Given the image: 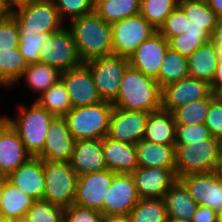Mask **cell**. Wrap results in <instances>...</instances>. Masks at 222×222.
<instances>
[{
	"mask_svg": "<svg viewBox=\"0 0 222 222\" xmlns=\"http://www.w3.org/2000/svg\"><path fill=\"white\" fill-rule=\"evenodd\" d=\"M67 27L72 34L83 63L113 54L111 24L94 12L69 20Z\"/></svg>",
	"mask_w": 222,
	"mask_h": 222,
	"instance_id": "obj_1",
	"label": "cell"
},
{
	"mask_svg": "<svg viewBox=\"0 0 222 222\" xmlns=\"http://www.w3.org/2000/svg\"><path fill=\"white\" fill-rule=\"evenodd\" d=\"M161 93L162 88L156 79L129 65L112 104L120 109L150 113L161 109Z\"/></svg>",
	"mask_w": 222,
	"mask_h": 222,
	"instance_id": "obj_2",
	"label": "cell"
},
{
	"mask_svg": "<svg viewBox=\"0 0 222 222\" xmlns=\"http://www.w3.org/2000/svg\"><path fill=\"white\" fill-rule=\"evenodd\" d=\"M176 176L222 169V141L210 137L193 144H175Z\"/></svg>",
	"mask_w": 222,
	"mask_h": 222,
	"instance_id": "obj_3",
	"label": "cell"
},
{
	"mask_svg": "<svg viewBox=\"0 0 222 222\" xmlns=\"http://www.w3.org/2000/svg\"><path fill=\"white\" fill-rule=\"evenodd\" d=\"M19 114L15 119L6 117V120L18 132L26 151L36 157L43 149L49 125L55 117L35 101L30 107L19 105Z\"/></svg>",
	"mask_w": 222,
	"mask_h": 222,
	"instance_id": "obj_4",
	"label": "cell"
},
{
	"mask_svg": "<svg viewBox=\"0 0 222 222\" xmlns=\"http://www.w3.org/2000/svg\"><path fill=\"white\" fill-rule=\"evenodd\" d=\"M112 109L113 104L107 101L72 108L64 118L75 141L106 137Z\"/></svg>",
	"mask_w": 222,
	"mask_h": 222,
	"instance_id": "obj_5",
	"label": "cell"
},
{
	"mask_svg": "<svg viewBox=\"0 0 222 222\" xmlns=\"http://www.w3.org/2000/svg\"><path fill=\"white\" fill-rule=\"evenodd\" d=\"M45 190L43 200L67 208L73 204L78 175L65 161L43 160Z\"/></svg>",
	"mask_w": 222,
	"mask_h": 222,
	"instance_id": "obj_6",
	"label": "cell"
},
{
	"mask_svg": "<svg viewBox=\"0 0 222 222\" xmlns=\"http://www.w3.org/2000/svg\"><path fill=\"white\" fill-rule=\"evenodd\" d=\"M19 33H56L64 28L52 0H37L13 11ZM63 25V26H62Z\"/></svg>",
	"mask_w": 222,
	"mask_h": 222,
	"instance_id": "obj_7",
	"label": "cell"
},
{
	"mask_svg": "<svg viewBox=\"0 0 222 222\" xmlns=\"http://www.w3.org/2000/svg\"><path fill=\"white\" fill-rule=\"evenodd\" d=\"M103 101L113 102L119 93L123 75L129 66L127 58L108 55L85 62Z\"/></svg>",
	"mask_w": 222,
	"mask_h": 222,
	"instance_id": "obj_8",
	"label": "cell"
},
{
	"mask_svg": "<svg viewBox=\"0 0 222 222\" xmlns=\"http://www.w3.org/2000/svg\"><path fill=\"white\" fill-rule=\"evenodd\" d=\"M155 32L140 14L112 23L113 54L130 58L138 46Z\"/></svg>",
	"mask_w": 222,
	"mask_h": 222,
	"instance_id": "obj_9",
	"label": "cell"
},
{
	"mask_svg": "<svg viewBox=\"0 0 222 222\" xmlns=\"http://www.w3.org/2000/svg\"><path fill=\"white\" fill-rule=\"evenodd\" d=\"M65 26L43 43L39 51L40 63L49 65L63 72L83 64L71 31Z\"/></svg>",
	"mask_w": 222,
	"mask_h": 222,
	"instance_id": "obj_10",
	"label": "cell"
},
{
	"mask_svg": "<svg viewBox=\"0 0 222 222\" xmlns=\"http://www.w3.org/2000/svg\"><path fill=\"white\" fill-rule=\"evenodd\" d=\"M197 205L222 211V171L188 174L179 178Z\"/></svg>",
	"mask_w": 222,
	"mask_h": 222,
	"instance_id": "obj_11",
	"label": "cell"
},
{
	"mask_svg": "<svg viewBox=\"0 0 222 222\" xmlns=\"http://www.w3.org/2000/svg\"><path fill=\"white\" fill-rule=\"evenodd\" d=\"M211 94L209 82L189 76L162 87L161 109L172 113L181 106L205 99Z\"/></svg>",
	"mask_w": 222,
	"mask_h": 222,
	"instance_id": "obj_12",
	"label": "cell"
},
{
	"mask_svg": "<svg viewBox=\"0 0 222 222\" xmlns=\"http://www.w3.org/2000/svg\"><path fill=\"white\" fill-rule=\"evenodd\" d=\"M115 174L107 169L78 176L73 204L102 213L105 195Z\"/></svg>",
	"mask_w": 222,
	"mask_h": 222,
	"instance_id": "obj_13",
	"label": "cell"
},
{
	"mask_svg": "<svg viewBox=\"0 0 222 222\" xmlns=\"http://www.w3.org/2000/svg\"><path fill=\"white\" fill-rule=\"evenodd\" d=\"M60 79L66 87L72 108L103 102L85 63L61 72Z\"/></svg>",
	"mask_w": 222,
	"mask_h": 222,
	"instance_id": "obj_14",
	"label": "cell"
},
{
	"mask_svg": "<svg viewBox=\"0 0 222 222\" xmlns=\"http://www.w3.org/2000/svg\"><path fill=\"white\" fill-rule=\"evenodd\" d=\"M149 113L125 110L113 106L109 119L108 137L129 144L144 139Z\"/></svg>",
	"mask_w": 222,
	"mask_h": 222,
	"instance_id": "obj_15",
	"label": "cell"
},
{
	"mask_svg": "<svg viewBox=\"0 0 222 222\" xmlns=\"http://www.w3.org/2000/svg\"><path fill=\"white\" fill-rule=\"evenodd\" d=\"M75 139L64 117L55 116L51 121L42 151L36 156L47 161L69 162Z\"/></svg>",
	"mask_w": 222,
	"mask_h": 222,
	"instance_id": "obj_16",
	"label": "cell"
},
{
	"mask_svg": "<svg viewBox=\"0 0 222 222\" xmlns=\"http://www.w3.org/2000/svg\"><path fill=\"white\" fill-rule=\"evenodd\" d=\"M168 48V40L156 31L128 58L129 65L144 75L156 79Z\"/></svg>",
	"mask_w": 222,
	"mask_h": 222,
	"instance_id": "obj_17",
	"label": "cell"
},
{
	"mask_svg": "<svg viewBox=\"0 0 222 222\" xmlns=\"http://www.w3.org/2000/svg\"><path fill=\"white\" fill-rule=\"evenodd\" d=\"M139 200L132 175L116 173L105 195L102 215L129 214Z\"/></svg>",
	"mask_w": 222,
	"mask_h": 222,
	"instance_id": "obj_18",
	"label": "cell"
},
{
	"mask_svg": "<svg viewBox=\"0 0 222 222\" xmlns=\"http://www.w3.org/2000/svg\"><path fill=\"white\" fill-rule=\"evenodd\" d=\"M131 175L140 199L163 198L169 188L178 180L176 170L157 167H137Z\"/></svg>",
	"mask_w": 222,
	"mask_h": 222,
	"instance_id": "obj_19",
	"label": "cell"
},
{
	"mask_svg": "<svg viewBox=\"0 0 222 222\" xmlns=\"http://www.w3.org/2000/svg\"><path fill=\"white\" fill-rule=\"evenodd\" d=\"M30 157L18 132L6 120L0 126V175L8 176Z\"/></svg>",
	"mask_w": 222,
	"mask_h": 222,
	"instance_id": "obj_20",
	"label": "cell"
},
{
	"mask_svg": "<svg viewBox=\"0 0 222 222\" xmlns=\"http://www.w3.org/2000/svg\"><path fill=\"white\" fill-rule=\"evenodd\" d=\"M7 180L35 201L43 200L45 178L43 173V160L30 157L15 171L7 176Z\"/></svg>",
	"mask_w": 222,
	"mask_h": 222,
	"instance_id": "obj_21",
	"label": "cell"
},
{
	"mask_svg": "<svg viewBox=\"0 0 222 222\" xmlns=\"http://www.w3.org/2000/svg\"><path fill=\"white\" fill-rule=\"evenodd\" d=\"M69 163L78 176L107 170L103 152V139L75 141Z\"/></svg>",
	"mask_w": 222,
	"mask_h": 222,
	"instance_id": "obj_22",
	"label": "cell"
},
{
	"mask_svg": "<svg viewBox=\"0 0 222 222\" xmlns=\"http://www.w3.org/2000/svg\"><path fill=\"white\" fill-rule=\"evenodd\" d=\"M103 152L110 171L131 174L138 167L135 144L106 136L103 138Z\"/></svg>",
	"mask_w": 222,
	"mask_h": 222,
	"instance_id": "obj_23",
	"label": "cell"
},
{
	"mask_svg": "<svg viewBox=\"0 0 222 222\" xmlns=\"http://www.w3.org/2000/svg\"><path fill=\"white\" fill-rule=\"evenodd\" d=\"M138 167L176 170L175 145L152 143L142 139L135 144Z\"/></svg>",
	"mask_w": 222,
	"mask_h": 222,
	"instance_id": "obj_24",
	"label": "cell"
},
{
	"mask_svg": "<svg viewBox=\"0 0 222 222\" xmlns=\"http://www.w3.org/2000/svg\"><path fill=\"white\" fill-rule=\"evenodd\" d=\"M168 218L191 222L198 205L191 197L188 189L178 179L163 197Z\"/></svg>",
	"mask_w": 222,
	"mask_h": 222,
	"instance_id": "obj_25",
	"label": "cell"
},
{
	"mask_svg": "<svg viewBox=\"0 0 222 222\" xmlns=\"http://www.w3.org/2000/svg\"><path fill=\"white\" fill-rule=\"evenodd\" d=\"M176 122L171 112L157 110L148 115L144 140L152 143L175 145Z\"/></svg>",
	"mask_w": 222,
	"mask_h": 222,
	"instance_id": "obj_26",
	"label": "cell"
},
{
	"mask_svg": "<svg viewBox=\"0 0 222 222\" xmlns=\"http://www.w3.org/2000/svg\"><path fill=\"white\" fill-rule=\"evenodd\" d=\"M187 61L190 77L212 83L219 59L217 58L215 44L211 40L205 42L188 56Z\"/></svg>",
	"mask_w": 222,
	"mask_h": 222,
	"instance_id": "obj_27",
	"label": "cell"
},
{
	"mask_svg": "<svg viewBox=\"0 0 222 222\" xmlns=\"http://www.w3.org/2000/svg\"><path fill=\"white\" fill-rule=\"evenodd\" d=\"M34 202L33 198L6 180L1 196L0 214L8 220L25 217Z\"/></svg>",
	"mask_w": 222,
	"mask_h": 222,
	"instance_id": "obj_28",
	"label": "cell"
},
{
	"mask_svg": "<svg viewBox=\"0 0 222 222\" xmlns=\"http://www.w3.org/2000/svg\"><path fill=\"white\" fill-rule=\"evenodd\" d=\"M141 0H94V13L108 24L140 14Z\"/></svg>",
	"mask_w": 222,
	"mask_h": 222,
	"instance_id": "obj_29",
	"label": "cell"
},
{
	"mask_svg": "<svg viewBox=\"0 0 222 222\" xmlns=\"http://www.w3.org/2000/svg\"><path fill=\"white\" fill-rule=\"evenodd\" d=\"M178 7L195 27H201L210 36L218 22V16L204 0H178Z\"/></svg>",
	"mask_w": 222,
	"mask_h": 222,
	"instance_id": "obj_30",
	"label": "cell"
},
{
	"mask_svg": "<svg viewBox=\"0 0 222 222\" xmlns=\"http://www.w3.org/2000/svg\"><path fill=\"white\" fill-rule=\"evenodd\" d=\"M34 101L54 116L64 117L72 109L71 100L61 79Z\"/></svg>",
	"mask_w": 222,
	"mask_h": 222,
	"instance_id": "obj_31",
	"label": "cell"
},
{
	"mask_svg": "<svg viewBox=\"0 0 222 222\" xmlns=\"http://www.w3.org/2000/svg\"><path fill=\"white\" fill-rule=\"evenodd\" d=\"M61 71L49 65L37 62L30 63L20 79L25 78L28 87L41 95L54 83L60 80Z\"/></svg>",
	"mask_w": 222,
	"mask_h": 222,
	"instance_id": "obj_32",
	"label": "cell"
},
{
	"mask_svg": "<svg viewBox=\"0 0 222 222\" xmlns=\"http://www.w3.org/2000/svg\"><path fill=\"white\" fill-rule=\"evenodd\" d=\"M189 77L187 57L168 48L164 55L156 81L161 88L173 82Z\"/></svg>",
	"mask_w": 222,
	"mask_h": 222,
	"instance_id": "obj_33",
	"label": "cell"
},
{
	"mask_svg": "<svg viewBox=\"0 0 222 222\" xmlns=\"http://www.w3.org/2000/svg\"><path fill=\"white\" fill-rule=\"evenodd\" d=\"M28 65L19 48L0 51V85L6 87L15 85Z\"/></svg>",
	"mask_w": 222,
	"mask_h": 222,
	"instance_id": "obj_34",
	"label": "cell"
},
{
	"mask_svg": "<svg viewBox=\"0 0 222 222\" xmlns=\"http://www.w3.org/2000/svg\"><path fill=\"white\" fill-rule=\"evenodd\" d=\"M210 40L211 36L204 29L195 27L191 22H188L186 33L171 37L168 44L171 50L188 57Z\"/></svg>",
	"mask_w": 222,
	"mask_h": 222,
	"instance_id": "obj_35",
	"label": "cell"
},
{
	"mask_svg": "<svg viewBox=\"0 0 222 222\" xmlns=\"http://www.w3.org/2000/svg\"><path fill=\"white\" fill-rule=\"evenodd\" d=\"M131 222H167L168 215L163 198H143L129 212Z\"/></svg>",
	"mask_w": 222,
	"mask_h": 222,
	"instance_id": "obj_36",
	"label": "cell"
},
{
	"mask_svg": "<svg viewBox=\"0 0 222 222\" xmlns=\"http://www.w3.org/2000/svg\"><path fill=\"white\" fill-rule=\"evenodd\" d=\"M178 6V0H141L140 15L156 30Z\"/></svg>",
	"mask_w": 222,
	"mask_h": 222,
	"instance_id": "obj_37",
	"label": "cell"
},
{
	"mask_svg": "<svg viewBox=\"0 0 222 222\" xmlns=\"http://www.w3.org/2000/svg\"><path fill=\"white\" fill-rule=\"evenodd\" d=\"M216 97L212 93L209 97L190 102L175 109L172 114L176 124H201L205 123L211 101Z\"/></svg>",
	"mask_w": 222,
	"mask_h": 222,
	"instance_id": "obj_38",
	"label": "cell"
},
{
	"mask_svg": "<svg viewBox=\"0 0 222 222\" xmlns=\"http://www.w3.org/2000/svg\"><path fill=\"white\" fill-rule=\"evenodd\" d=\"M53 34L19 33V50L28 64L40 62L39 51L43 43L49 40Z\"/></svg>",
	"mask_w": 222,
	"mask_h": 222,
	"instance_id": "obj_39",
	"label": "cell"
},
{
	"mask_svg": "<svg viewBox=\"0 0 222 222\" xmlns=\"http://www.w3.org/2000/svg\"><path fill=\"white\" fill-rule=\"evenodd\" d=\"M29 222H64V208L44 200H38L25 216Z\"/></svg>",
	"mask_w": 222,
	"mask_h": 222,
	"instance_id": "obj_40",
	"label": "cell"
},
{
	"mask_svg": "<svg viewBox=\"0 0 222 222\" xmlns=\"http://www.w3.org/2000/svg\"><path fill=\"white\" fill-rule=\"evenodd\" d=\"M61 19L65 16L70 20L92 14L94 12V0H52Z\"/></svg>",
	"mask_w": 222,
	"mask_h": 222,
	"instance_id": "obj_41",
	"label": "cell"
},
{
	"mask_svg": "<svg viewBox=\"0 0 222 222\" xmlns=\"http://www.w3.org/2000/svg\"><path fill=\"white\" fill-rule=\"evenodd\" d=\"M211 137L204 124H176L175 144H193Z\"/></svg>",
	"mask_w": 222,
	"mask_h": 222,
	"instance_id": "obj_42",
	"label": "cell"
},
{
	"mask_svg": "<svg viewBox=\"0 0 222 222\" xmlns=\"http://www.w3.org/2000/svg\"><path fill=\"white\" fill-rule=\"evenodd\" d=\"M188 22L190 21L187 16L177 6L166 18L164 24L159 28L158 32L169 40L171 37L186 33Z\"/></svg>",
	"mask_w": 222,
	"mask_h": 222,
	"instance_id": "obj_43",
	"label": "cell"
},
{
	"mask_svg": "<svg viewBox=\"0 0 222 222\" xmlns=\"http://www.w3.org/2000/svg\"><path fill=\"white\" fill-rule=\"evenodd\" d=\"M19 48V29L13 14L0 21V51Z\"/></svg>",
	"mask_w": 222,
	"mask_h": 222,
	"instance_id": "obj_44",
	"label": "cell"
},
{
	"mask_svg": "<svg viewBox=\"0 0 222 222\" xmlns=\"http://www.w3.org/2000/svg\"><path fill=\"white\" fill-rule=\"evenodd\" d=\"M204 124L212 137L222 141V101L217 96L210 103Z\"/></svg>",
	"mask_w": 222,
	"mask_h": 222,
	"instance_id": "obj_45",
	"label": "cell"
},
{
	"mask_svg": "<svg viewBox=\"0 0 222 222\" xmlns=\"http://www.w3.org/2000/svg\"><path fill=\"white\" fill-rule=\"evenodd\" d=\"M102 213L75 204L64 209V222H101Z\"/></svg>",
	"mask_w": 222,
	"mask_h": 222,
	"instance_id": "obj_46",
	"label": "cell"
},
{
	"mask_svg": "<svg viewBox=\"0 0 222 222\" xmlns=\"http://www.w3.org/2000/svg\"><path fill=\"white\" fill-rule=\"evenodd\" d=\"M191 222H217V212L199 205Z\"/></svg>",
	"mask_w": 222,
	"mask_h": 222,
	"instance_id": "obj_47",
	"label": "cell"
},
{
	"mask_svg": "<svg viewBox=\"0 0 222 222\" xmlns=\"http://www.w3.org/2000/svg\"><path fill=\"white\" fill-rule=\"evenodd\" d=\"M212 93L216 96L222 94V61L218 62V66L216 68V72L211 83Z\"/></svg>",
	"mask_w": 222,
	"mask_h": 222,
	"instance_id": "obj_48",
	"label": "cell"
},
{
	"mask_svg": "<svg viewBox=\"0 0 222 222\" xmlns=\"http://www.w3.org/2000/svg\"><path fill=\"white\" fill-rule=\"evenodd\" d=\"M101 222H131L129 214H105Z\"/></svg>",
	"mask_w": 222,
	"mask_h": 222,
	"instance_id": "obj_49",
	"label": "cell"
},
{
	"mask_svg": "<svg viewBox=\"0 0 222 222\" xmlns=\"http://www.w3.org/2000/svg\"><path fill=\"white\" fill-rule=\"evenodd\" d=\"M211 41L215 45H222V18L218 19L217 25L211 35Z\"/></svg>",
	"mask_w": 222,
	"mask_h": 222,
	"instance_id": "obj_50",
	"label": "cell"
},
{
	"mask_svg": "<svg viewBox=\"0 0 222 222\" xmlns=\"http://www.w3.org/2000/svg\"><path fill=\"white\" fill-rule=\"evenodd\" d=\"M37 0H6L7 6L12 10V12L22 6L28 5Z\"/></svg>",
	"mask_w": 222,
	"mask_h": 222,
	"instance_id": "obj_51",
	"label": "cell"
},
{
	"mask_svg": "<svg viewBox=\"0 0 222 222\" xmlns=\"http://www.w3.org/2000/svg\"><path fill=\"white\" fill-rule=\"evenodd\" d=\"M207 4L218 18H222V0H207Z\"/></svg>",
	"mask_w": 222,
	"mask_h": 222,
	"instance_id": "obj_52",
	"label": "cell"
},
{
	"mask_svg": "<svg viewBox=\"0 0 222 222\" xmlns=\"http://www.w3.org/2000/svg\"><path fill=\"white\" fill-rule=\"evenodd\" d=\"M12 10L7 6L6 0H0V21L12 15Z\"/></svg>",
	"mask_w": 222,
	"mask_h": 222,
	"instance_id": "obj_53",
	"label": "cell"
},
{
	"mask_svg": "<svg viewBox=\"0 0 222 222\" xmlns=\"http://www.w3.org/2000/svg\"><path fill=\"white\" fill-rule=\"evenodd\" d=\"M6 180H7V176L0 175V205H1V196L3 193V187ZM0 211H1V207H0Z\"/></svg>",
	"mask_w": 222,
	"mask_h": 222,
	"instance_id": "obj_54",
	"label": "cell"
},
{
	"mask_svg": "<svg viewBox=\"0 0 222 222\" xmlns=\"http://www.w3.org/2000/svg\"><path fill=\"white\" fill-rule=\"evenodd\" d=\"M217 58L222 61V45H215Z\"/></svg>",
	"mask_w": 222,
	"mask_h": 222,
	"instance_id": "obj_55",
	"label": "cell"
},
{
	"mask_svg": "<svg viewBox=\"0 0 222 222\" xmlns=\"http://www.w3.org/2000/svg\"><path fill=\"white\" fill-rule=\"evenodd\" d=\"M9 222H29V221L26 217H20V218H17V219L9 220Z\"/></svg>",
	"mask_w": 222,
	"mask_h": 222,
	"instance_id": "obj_56",
	"label": "cell"
},
{
	"mask_svg": "<svg viewBox=\"0 0 222 222\" xmlns=\"http://www.w3.org/2000/svg\"><path fill=\"white\" fill-rule=\"evenodd\" d=\"M217 222H222V211L217 213Z\"/></svg>",
	"mask_w": 222,
	"mask_h": 222,
	"instance_id": "obj_57",
	"label": "cell"
},
{
	"mask_svg": "<svg viewBox=\"0 0 222 222\" xmlns=\"http://www.w3.org/2000/svg\"><path fill=\"white\" fill-rule=\"evenodd\" d=\"M167 222H187V221L177 220V219H174V218H168Z\"/></svg>",
	"mask_w": 222,
	"mask_h": 222,
	"instance_id": "obj_58",
	"label": "cell"
},
{
	"mask_svg": "<svg viewBox=\"0 0 222 222\" xmlns=\"http://www.w3.org/2000/svg\"><path fill=\"white\" fill-rule=\"evenodd\" d=\"M0 222H9V220L0 214Z\"/></svg>",
	"mask_w": 222,
	"mask_h": 222,
	"instance_id": "obj_59",
	"label": "cell"
},
{
	"mask_svg": "<svg viewBox=\"0 0 222 222\" xmlns=\"http://www.w3.org/2000/svg\"><path fill=\"white\" fill-rule=\"evenodd\" d=\"M6 117H7V115L6 116H0V122H5L6 121Z\"/></svg>",
	"mask_w": 222,
	"mask_h": 222,
	"instance_id": "obj_60",
	"label": "cell"
},
{
	"mask_svg": "<svg viewBox=\"0 0 222 222\" xmlns=\"http://www.w3.org/2000/svg\"><path fill=\"white\" fill-rule=\"evenodd\" d=\"M222 101V94L217 96Z\"/></svg>",
	"mask_w": 222,
	"mask_h": 222,
	"instance_id": "obj_61",
	"label": "cell"
}]
</instances>
